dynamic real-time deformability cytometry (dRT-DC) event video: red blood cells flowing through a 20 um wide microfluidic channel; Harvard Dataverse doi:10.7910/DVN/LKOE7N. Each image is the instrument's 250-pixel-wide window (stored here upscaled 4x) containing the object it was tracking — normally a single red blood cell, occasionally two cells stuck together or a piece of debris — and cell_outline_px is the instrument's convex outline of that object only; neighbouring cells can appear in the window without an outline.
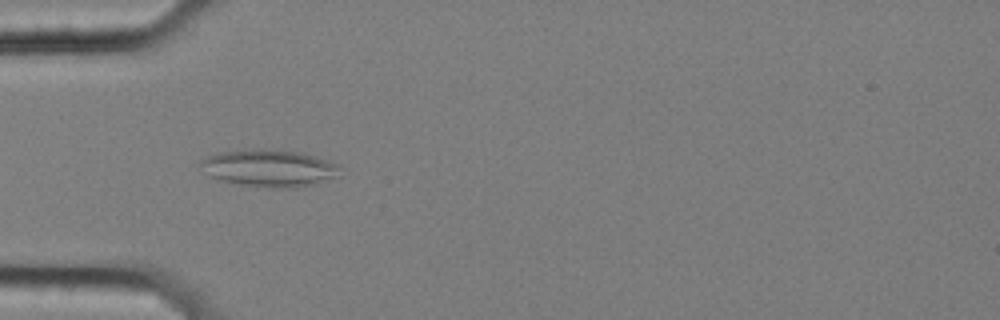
{"species": "common noctule bat (a hibernating species)", "species_latin": "Nyctalus noctula", "temperature_condition": "cold", "stored_images_in_passage": 8, "camera_frame_rate_fps": 3000, "um_per_image_px": 0.085, "animal": {"sex": "female", "body_mass_g": 25.1}, "frame": {"image": 1, "passage_image": 1, "time_ms": 0.0, "image_size_px": [1000, 320], "cell_outline_px": [[340, 164], [336, 176], [316, 184], [296, 188], [268, 188], [236, 184], [220, 180], [212, 176], [200, 164], [200, 160], [208, 156], [220, 152], [252, 148], [276, 148], [304, 152]], "centroid_in_image_um": [22.92, 14.27], "position_along_channel_um": 62.1, "area_um2": 30.63}}